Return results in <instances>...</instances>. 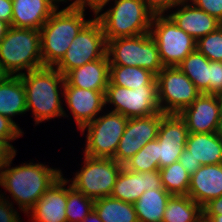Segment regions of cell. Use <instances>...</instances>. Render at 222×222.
Masks as SVG:
<instances>
[{
  "label": "cell",
  "instance_id": "obj_47",
  "mask_svg": "<svg viewBox=\"0 0 222 222\" xmlns=\"http://www.w3.org/2000/svg\"><path fill=\"white\" fill-rule=\"evenodd\" d=\"M209 222H222V214L213 215L212 217H204Z\"/></svg>",
  "mask_w": 222,
  "mask_h": 222
},
{
  "label": "cell",
  "instance_id": "obj_5",
  "mask_svg": "<svg viewBox=\"0 0 222 222\" xmlns=\"http://www.w3.org/2000/svg\"><path fill=\"white\" fill-rule=\"evenodd\" d=\"M154 14L144 0H115L113 8L95 17L108 41L150 33Z\"/></svg>",
  "mask_w": 222,
  "mask_h": 222
},
{
  "label": "cell",
  "instance_id": "obj_2",
  "mask_svg": "<svg viewBox=\"0 0 222 222\" xmlns=\"http://www.w3.org/2000/svg\"><path fill=\"white\" fill-rule=\"evenodd\" d=\"M85 7L69 5L55 10L40 29L41 55L44 67L56 66L77 34L91 21L85 20Z\"/></svg>",
  "mask_w": 222,
  "mask_h": 222
},
{
  "label": "cell",
  "instance_id": "obj_13",
  "mask_svg": "<svg viewBox=\"0 0 222 222\" xmlns=\"http://www.w3.org/2000/svg\"><path fill=\"white\" fill-rule=\"evenodd\" d=\"M161 120L162 112L146 117L128 118L113 159L124 164L149 141L155 140Z\"/></svg>",
  "mask_w": 222,
  "mask_h": 222
},
{
  "label": "cell",
  "instance_id": "obj_39",
  "mask_svg": "<svg viewBox=\"0 0 222 222\" xmlns=\"http://www.w3.org/2000/svg\"><path fill=\"white\" fill-rule=\"evenodd\" d=\"M178 161L190 175L194 174L201 167V164L195 161L186 149L182 151Z\"/></svg>",
  "mask_w": 222,
  "mask_h": 222
},
{
  "label": "cell",
  "instance_id": "obj_32",
  "mask_svg": "<svg viewBox=\"0 0 222 222\" xmlns=\"http://www.w3.org/2000/svg\"><path fill=\"white\" fill-rule=\"evenodd\" d=\"M94 200L76 190L71 184L67 188L66 216L68 222H82L93 210Z\"/></svg>",
  "mask_w": 222,
  "mask_h": 222
},
{
  "label": "cell",
  "instance_id": "obj_3",
  "mask_svg": "<svg viewBox=\"0 0 222 222\" xmlns=\"http://www.w3.org/2000/svg\"><path fill=\"white\" fill-rule=\"evenodd\" d=\"M25 87L27 111L32 109L36 124L54 117L66 116L61 106L59 85L63 76L54 67H41L20 75Z\"/></svg>",
  "mask_w": 222,
  "mask_h": 222
},
{
  "label": "cell",
  "instance_id": "obj_30",
  "mask_svg": "<svg viewBox=\"0 0 222 222\" xmlns=\"http://www.w3.org/2000/svg\"><path fill=\"white\" fill-rule=\"evenodd\" d=\"M163 188L171 195H187L191 175L179 161L159 169Z\"/></svg>",
  "mask_w": 222,
  "mask_h": 222
},
{
  "label": "cell",
  "instance_id": "obj_10",
  "mask_svg": "<svg viewBox=\"0 0 222 222\" xmlns=\"http://www.w3.org/2000/svg\"><path fill=\"white\" fill-rule=\"evenodd\" d=\"M156 81L158 102L164 114H179L201 94L194 83L176 66L164 67L156 75Z\"/></svg>",
  "mask_w": 222,
  "mask_h": 222
},
{
  "label": "cell",
  "instance_id": "obj_14",
  "mask_svg": "<svg viewBox=\"0 0 222 222\" xmlns=\"http://www.w3.org/2000/svg\"><path fill=\"white\" fill-rule=\"evenodd\" d=\"M222 96L201 93L179 115L185 121L188 133H215L219 127Z\"/></svg>",
  "mask_w": 222,
  "mask_h": 222
},
{
  "label": "cell",
  "instance_id": "obj_28",
  "mask_svg": "<svg viewBox=\"0 0 222 222\" xmlns=\"http://www.w3.org/2000/svg\"><path fill=\"white\" fill-rule=\"evenodd\" d=\"M202 217V207L188 195H172L167 202L163 222H198Z\"/></svg>",
  "mask_w": 222,
  "mask_h": 222
},
{
  "label": "cell",
  "instance_id": "obj_31",
  "mask_svg": "<svg viewBox=\"0 0 222 222\" xmlns=\"http://www.w3.org/2000/svg\"><path fill=\"white\" fill-rule=\"evenodd\" d=\"M123 167L133 172L159 170L158 140L149 141L133 157L127 160Z\"/></svg>",
  "mask_w": 222,
  "mask_h": 222
},
{
  "label": "cell",
  "instance_id": "obj_21",
  "mask_svg": "<svg viewBox=\"0 0 222 222\" xmlns=\"http://www.w3.org/2000/svg\"><path fill=\"white\" fill-rule=\"evenodd\" d=\"M187 3V1L181 0L176 6L182 7L168 16L179 28L192 36L196 41L222 25L215 17L194 4L187 5Z\"/></svg>",
  "mask_w": 222,
  "mask_h": 222
},
{
  "label": "cell",
  "instance_id": "obj_37",
  "mask_svg": "<svg viewBox=\"0 0 222 222\" xmlns=\"http://www.w3.org/2000/svg\"><path fill=\"white\" fill-rule=\"evenodd\" d=\"M0 222H20V218L12 203L10 204L3 195L0 194Z\"/></svg>",
  "mask_w": 222,
  "mask_h": 222
},
{
  "label": "cell",
  "instance_id": "obj_35",
  "mask_svg": "<svg viewBox=\"0 0 222 222\" xmlns=\"http://www.w3.org/2000/svg\"><path fill=\"white\" fill-rule=\"evenodd\" d=\"M210 94L222 96V62L210 61Z\"/></svg>",
  "mask_w": 222,
  "mask_h": 222
},
{
  "label": "cell",
  "instance_id": "obj_18",
  "mask_svg": "<svg viewBox=\"0 0 222 222\" xmlns=\"http://www.w3.org/2000/svg\"><path fill=\"white\" fill-rule=\"evenodd\" d=\"M69 180L61 176L50 186L31 209L33 222H68L66 216L67 188Z\"/></svg>",
  "mask_w": 222,
  "mask_h": 222
},
{
  "label": "cell",
  "instance_id": "obj_12",
  "mask_svg": "<svg viewBox=\"0 0 222 222\" xmlns=\"http://www.w3.org/2000/svg\"><path fill=\"white\" fill-rule=\"evenodd\" d=\"M127 121V117L111 111L84 126L81 131L87 128L85 155L113 159Z\"/></svg>",
  "mask_w": 222,
  "mask_h": 222
},
{
  "label": "cell",
  "instance_id": "obj_23",
  "mask_svg": "<svg viewBox=\"0 0 222 222\" xmlns=\"http://www.w3.org/2000/svg\"><path fill=\"white\" fill-rule=\"evenodd\" d=\"M185 149L201 165L222 163V137L215 133H188Z\"/></svg>",
  "mask_w": 222,
  "mask_h": 222
},
{
  "label": "cell",
  "instance_id": "obj_44",
  "mask_svg": "<svg viewBox=\"0 0 222 222\" xmlns=\"http://www.w3.org/2000/svg\"><path fill=\"white\" fill-rule=\"evenodd\" d=\"M82 222H103L99 216L97 215V213L92 210L85 218Z\"/></svg>",
  "mask_w": 222,
  "mask_h": 222
},
{
  "label": "cell",
  "instance_id": "obj_20",
  "mask_svg": "<svg viewBox=\"0 0 222 222\" xmlns=\"http://www.w3.org/2000/svg\"><path fill=\"white\" fill-rule=\"evenodd\" d=\"M187 195L201 207L222 196V163L201 165L190 177Z\"/></svg>",
  "mask_w": 222,
  "mask_h": 222
},
{
  "label": "cell",
  "instance_id": "obj_15",
  "mask_svg": "<svg viewBox=\"0 0 222 222\" xmlns=\"http://www.w3.org/2000/svg\"><path fill=\"white\" fill-rule=\"evenodd\" d=\"M188 129L179 114H164L158 130L159 169L179 160L185 149Z\"/></svg>",
  "mask_w": 222,
  "mask_h": 222
},
{
  "label": "cell",
  "instance_id": "obj_8",
  "mask_svg": "<svg viewBox=\"0 0 222 222\" xmlns=\"http://www.w3.org/2000/svg\"><path fill=\"white\" fill-rule=\"evenodd\" d=\"M107 56V40L101 23L92 19L74 38L56 69L65 76L74 68L81 67Z\"/></svg>",
  "mask_w": 222,
  "mask_h": 222
},
{
  "label": "cell",
  "instance_id": "obj_46",
  "mask_svg": "<svg viewBox=\"0 0 222 222\" xmlns=\"http://www.w3.org/2000/svg\"><path fill=\"white\" fill-rule=\"evenodd\" d=\"M10 25L0 19V40L4 37V35L7 33V30L9 29Z\"/></svg>",
  "mask_w": 222,
  "mask_h": 222
},
{
  "label": "cell",
  "instance_id": "obj_25",
  "mask_svg": "<svg viewBox=\"0 0 222 222\" xmlns=\"http://www.w3.org/2000/svg\"><path fill=\"white\" fill-rule=\"evenodd\" d=\"M171 196L165 189L145 191L133 204L139 222H163L164 211Z\"/></svg>",
  "mask_w": 222,
  "mask_h": 222
},
{
  "label": "cell",
  "instance_id": "obj_27",
  "mask_svg": "<svg viewBox=\"0 0 222 222\" xmlns=\"http://www.w3.org/2000/svg\"><path fill=\"white\" fill-rule=\"evenodd\" d=\"M210 60L197 49L191 52L178 67L201 93L210 94Z\"/></svg>",
  "mask_w": 222,
  "mask_h": 222
},
{
  "label": "cell",
  "instance_id": "obj_41",
  "mask_svg": "<svg viewBox=\"0 0 222 222\" xmlns=\"http://www.w3.org/2000/svg\"><path fill=\"white\" fill-rule=\"evenodd\" d=\"M65 1V0H63ZM110 0H75L70 5L78 6V7H85V5L89 6L94 14H99L102 11L103 7L109 2Z\"/></svg>",
  "mask_w": 222,
  "mask_h": 222
},
{
  "label": "cell",
  "instance_id": "obj_49",
  "mask_svg": "<svg viewBox=\"0 0 222 222\" xmlns=\"http://www.w3.org/2000/svg\"><path fill=\"white\" fill-rule=\"evenodd\" d=\"M198 222H209V221L206 220L204 217H202Z\"/></svg>",
  "mask_w": 222,
  "mask_h": 222
},
{
  "label": "cell",
  "instance_id": "obj_34",
  "mask_svg": "<svg viewBox=\"0 0 222 222\" xmlns=\"http://www.w3.org/2000/svg\"><path fill=\"white\" fill-rule=\"evenodd\" d=\"M22 133V130L13 120L0 115V139L4 140L15 152L16 150L9 141L22 136Z\"/></svg>",
  "mask_w": 222,
  "mask_h": 222
},
{
  "label": "cell",
  "instance_id": "obj_9",
  "mask_svg": "<svg viewBox=\"0 0 222 222\" xmlns=\"http://www.w3.org/2000/svg\"><path fill=\"white\" fill-rule=\"evenodd\" d=\"M84 157V167L71 185L93 200L110 196L123 164L111 158Z\"/></svg>",
  "mask_w": 222,
  "mask_h": 222
},
{
  "label": "cell",
  "instance_id": "obj_33",
  "mask_svg": "<svg viewBox=\"0 0 222 222\" xmlns=\"http://www.w3.org/2000/svg\"><path fill=\"white\" fill-rule=\"evenodd\" d=\"M196 49L210 61L222 62V25L200 38L196 42Z\"/></svg>",
  "mask_w": 222,
  "mask_h": 222
},
{
  "label": "cell",
  "instance_id": "obj_36",
  "mask_svg": "<svg viewBox=\"0 0 222 222\" xmlns=\"http://www.w3.org/2000/svg\"><path fill=\"white\" fill-rule=\"evenodd\" d=\"M192 3L222 23V0H192Z\"/></svg>",
  "mask_w": 222,
  "mask_h": 222
},
{
  "label": "cell",
  "instance_id": "obj_6",
  "mask_svg": "<svg viewBox=\"0 0 222 222\" xmlns=\"http://www.w3.org/2000/svg\"><path fill=\"white\" fill-rule=\"evenodd\" d=\"M110 66L141 67L157 75L165 66L150 33L107 41Z\"/></svg>",
  "mask_w": 222,
  "mask_h": 222
},
{
  "label": "cell",
  "instance_id": "obj_16",
  "mask_svg": "<svg viewBox=\"0 0 222 222\" xmlns=\"http://www.w3.org/2000/svg\"><path fill=\"white\" fill-rule=\"evenodd\" d=\"M149 189H164L159 170L133 172L123 167L110 196L134 204Z\"/></svg>",
  "mask_w": 222,
  "mask_h": 222
},
{
  "label": "cell",
  "instance_id": "obj_1",
  "mask_svg": "<svg viewBox=\"0 0 222 222\" xmlns=\"http://www.w3.org/2000/svg\"><path fill=\"white\" fill-rule=\"evenodd\" d=\"M15 155L16 152L0 168V186L8 190L18 203L19 209L28 214L43 193L63 174L60 169L56 170L44 164L31 162L9 168Z\"/></svg>",
  "mask_w": 222,
  "mask_h": 222
},
{
  "label": "cell",
  "instance_id": "obj_7",
  "mask_svg": "<svg viewBox=\"0 0 222 222\" xmlns=\"http://www.w3.org/2000/svg\"><path fill=\"white\" fill-rule=\"evenodd\" d=\"M150 34L165 67L177 66L196 50L197 41L179 28L168 15L154 14Z\"/></svg>",
  "mask_w": 222,
  "mask_h": 222
},
{
  "label": "cell",
  "instance_id": "obj_45",
  "mask_svg": "<svg viewBox=\"0 0 222 222\" xmlns=\"http://www.w3.org/2000/svg\"><path fill=\"white\" fill-rule=\"evenodd\" d=\"M12 75L0 63V84L5 82Z\"/></svg>",
  "mask_w": 222,
  "mask_h": 222
},
{
  "label": "cell",
  "instance_id": "obj_19",
  "mask_svg": "<svg viewBox=\"0 0 222 222\" xmlns=\"http://www.w3.org/2000/svg\"><path fill=\"white\" fill-rule=\"evenodd\" d=\"M63 0H12V27L40 30L52 13L55 3Z\"/></svg>",
  "mask_w": 222,
  "mask_h": 222
},
{
  "label": "cell",
  "instance_id": "obj_24",
  "mask_svg": "<svg viewBox=\"0 0 222 222\" xmlns=\"http://www.w3.org/2000/svg\"><path fill=\"white\" fill-rule=\"evenodd\" d=\"M27 111L25 87L21 77L11 76L0 84V115L12 120V116Z\"/></svg>",
  "mask_w": 222,
  "mask_h": 222
},
{
  "label": "cell",
  "instance_id": "obj_22",
  "mask_svg": "<svg viewBox=\"0 0 222 222\" xmlns=\"http://www.w3.org/2000/svg\"><path fill=\"white\" fill-rule=\"evenodd\" d=\"M110 64L108 58H100L65 75L64 86H74L94 91H106L109 84Z\"/></svg>",
  "mask_w": 222,
  "mask_h": 222
},
{
  "label": "cell",
  "instance_id": "obj_43",
  "mask_svg": "<svg viewBox=\"0 0 222 222\" xmlns=\"http://www.w3.org/2000/svg\"><path fill=\"white\" fill-rule=\"evenodd\" d=\"M15 151L2 139H0V168L9 160Z\"/></svg>",
  "mask_w": 222,
  "mask_h": 222
},
{
  "label": "cell",
  "instance_id": "obj_38",
  "mask_svg": "<svg viewBox=\"0 0 222 222\" xmlns=\"http://www.w3.org/2000/svg\"><path fill=\"white\" fill-rule=\"evenodd\" d=\"M181 0H144L155 14H163L166 10L175 7Z\"/></svg>",
  "mask_w": 222,
  "mask_h": 222
},
{
  "label": "cell",
  "instance_id": "obj_26",
  "mask_svg": "<svg viewBox=\"0 0 222 222\" xmlns=\"http://www.w3.org/2000/svg\"><path fill=\"white\" fill-rule=\"evenodd\" d=\"M93 210L103 222H139L132 203L111 196L94 200Z\"/></svg>",
  "mask_w": 222,
  "mask_h": 222
},
{
  "label": "cell",
  "instance_id": "obj_48",
  "mask_svg": "<svg viewBox=\"0 0 222 222\" xmlns=\"http://www.w3.org/2000/svg\"><path fill=\"white\" fill-rule=\"evenodd\" d=\"M217 132L222 137V107H221V115H220L219 127H218Z\"/></svg>",
  "mask_w": 222,
  "mask_h": 222
},
{
  "label": "cell",
  "instance_id": "obj_4",
  "mask_svg": "<svg viewBox=\"0 0 222 222\" xmlns=\"http://www.w3.org/2000/svg\"><path fill=\"white\" fill-rule=\"evenodd\" d=\"M0 63L12 76L43 67L40 30L10 26L0 40Z\"/></svg>",
  "mask_w": 222,
  "mask_h": 222
},
{
  "label": "cell",
  "instance_id": "obj_17",
  "mask_svg": "<svg viewBox=\"0 0 222 222\" xmlns=\"http://www.w3.org/2000/svg\"><path fill=\"white\" fill-rule=\"evenodd\" d=\"M65 102L81 130L93 121L105 104L106 91H94L74 86L61 85Z\"/></svg>",
  "mask_w": 222,
  "mask_h": 222
},
{
  "label": "cell",
  "instance_id": "obj_42",
  "mask_svg": "<svg viewBox=\"0 0 222 222\" xmlns=\"http://www.w3.org/2000/svg\"><path fill=\"white\" fill-rule=\"evenodd\" d=\"M12 0H0V19L12 26Z\"/></svg>",
  "mask_w": 222,
  "mask_h": 222
},
{
  "label": "cell",
  "instance_id": "obj_11",
  "mask_svg": "<svg viewBox=\"0 0 222 222\" xmlns=\"http://www.w3.org/2000/svg\"><path fill=\"white\" fill-rule=\"evenodd\" d=\"M115 106L112 112L127 118L146 117L161 112L158 102L157 81L142 88H125L109 81L105 92V104Z\"/></svg>",
  "mask_w": 222,
  "mask_h": 222
},
{
  "label": "cell",
  "instance_id": "obj_40",
  "mask_svg": "<svg viewBox=\"0 0 222 222\" xmlns=\"http://www.w3.org/2000/svg\"><path fill=\"white\" fill-rule=\"evenodd\" d=\"M203 217L222 214V196L210 200L202 207Z\"/></svg>",
  "mask_w": 222,
  "mask_h": 222
},
{
  "label": "cell",
  "instance_id": "obj_29",
  "mask_svg": "<svg viewBox=\"0 0 222 222\" xmlns=\"http://www.w3.org/2000/svg\"><path fill=\"white\" fill-rule=\"evenodd\" d=\"M109 81L125 88H142L144 85H152L156 75L141 67L110 66Z\"/></svg>",
  "mask_w": 222,
  "mask_h": 222
}]
</instances>
